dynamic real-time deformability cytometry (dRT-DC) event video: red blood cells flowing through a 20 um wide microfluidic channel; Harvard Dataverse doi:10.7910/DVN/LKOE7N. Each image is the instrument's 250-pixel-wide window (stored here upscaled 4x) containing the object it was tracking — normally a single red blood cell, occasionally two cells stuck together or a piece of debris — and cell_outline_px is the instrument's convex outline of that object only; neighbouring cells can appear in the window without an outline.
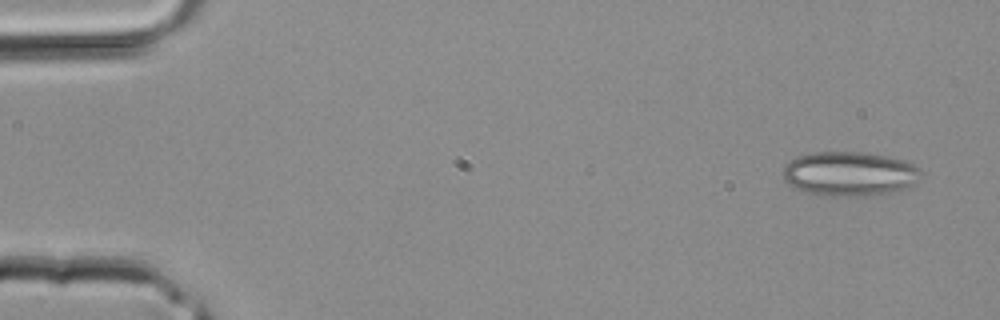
{"species": "common noctule bat (a hibernating species)", "species_latin": "Nyctalus noctula", "temperature_condition": "room temperature", "stored_images_in_passage": 3, "camera_frame_rate_fps": 3000, "um_per_image_px": 0.085, "animal": {"sex": "male", "body_mass_g": 20.4}, "frame": {"image": 1, "passage_image": 1, "time_ms": 0.0, "image_size_px": [1000, 320], "cell_outline_px": [[924, 172], [920, 180], [916, 184], [896, 192], [864, 196], [820, 196], [804, 192], [788, 184], [784, 180], [784, 164], [796, 156], [812, 152], [864, 152], [888, 156], [904, 160], [920, 168]], "centroid_in_image_um": [72.25, 14.78], "position_along_channel_um": 12.8, "area_um2": 36.47}}